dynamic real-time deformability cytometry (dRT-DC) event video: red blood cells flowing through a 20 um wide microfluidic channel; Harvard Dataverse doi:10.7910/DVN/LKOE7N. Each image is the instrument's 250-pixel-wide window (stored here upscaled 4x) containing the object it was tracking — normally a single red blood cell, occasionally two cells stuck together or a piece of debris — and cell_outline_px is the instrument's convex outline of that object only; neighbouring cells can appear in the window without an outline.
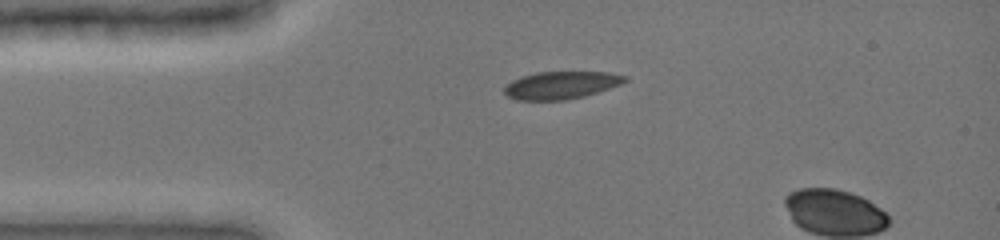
{"species": "common noctule bat (a hibernating species)", "species_latin": "Nyctalus noctula", "temperature_condition": "cold", "stored_images_in_passage": 4, "camera_frame_rate_fps": 3000, "um_per_image_px": 0.085, "animal": {"sex": "female", "body_mass_g": 19.0, "forearm_length_mm": 51.5}, "frame": {"image": 1, "passage_image": 1, "time_ms": 0.0, "image_size_px": [1000, 240], "cell_outline_px": [[628, 80], [620, 84], [584, 96], [564, 100], [516, 100], [508, 96], [504, 92], [504, 88], [512, 80], [520, 76], [536, 72], [608, 72], [628, 76]], "centroid_in_image_um": [47.68, 7.23], "position_along_channel_um": 37.3, "area_um2": 19.31}}